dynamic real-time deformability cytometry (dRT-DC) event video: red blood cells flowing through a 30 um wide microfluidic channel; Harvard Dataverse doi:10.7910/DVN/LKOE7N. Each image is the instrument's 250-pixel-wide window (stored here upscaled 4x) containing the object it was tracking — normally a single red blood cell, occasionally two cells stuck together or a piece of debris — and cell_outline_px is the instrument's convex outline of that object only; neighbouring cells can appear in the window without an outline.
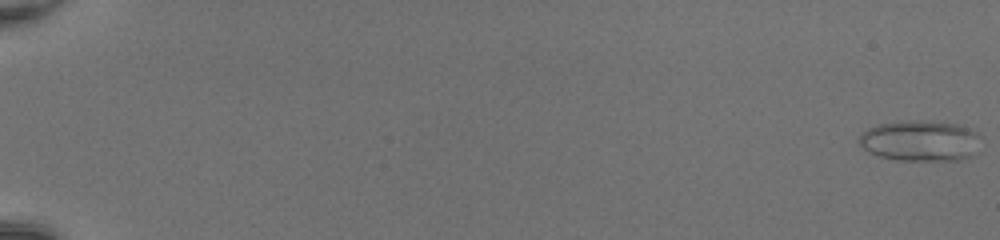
{"species": "common noctule bat (a hibernating species)", "species_latin": "Nyctalus noctula", "temperature_condition": "room temperature", "stored_images_in_passage": 52, "camera_frame_rate_fps": 3000, "um_per_image_px": 0.085, "animal": {"sex": "female", "body_mass_g": 20.0, "forearm_length_mm": 54.0}, "frame": {"image": 1, "passage_image": 1, "time_ms": 0.0, "image_size_px": [1000, 240], "cell_outline_px": [[980, 152], [972, 156], [960, 160], [896, 160], [880, 156], [868, 152], [860, 144], [860, 132], [876, 124], [908, 120], [920, 120], [956, 124], [980, 132]], "centroid_in_image_um": [78.28, 11.97], "position_along_channel_um": 6.7, "area_um2": 29.42}}
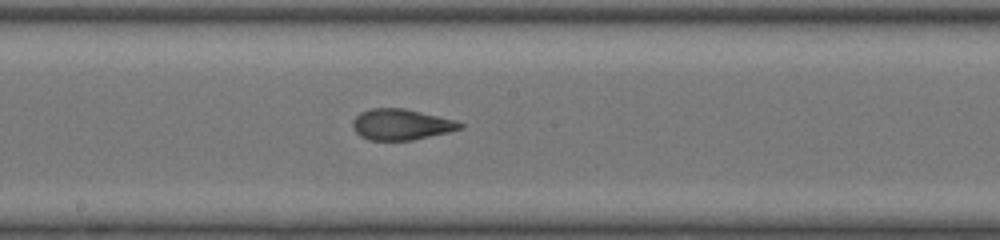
{"frame": {"image": 2, "passage_image": 31, "time_ms": 10.0, "image_size_px": [1000, 240], "cell_outline_px": [[464, 128], [448, 132], [412, 140], [368, 140], [360, 136], [356, 132], [352, 124], [352, 120], [360, 112], [372, 108], [404, 108], [456, 120], [464, 124]], "centroid_in_image_um": [34.1, 10.58], "position_along_channel_um": 214.1, "area_um2": 19.36}}
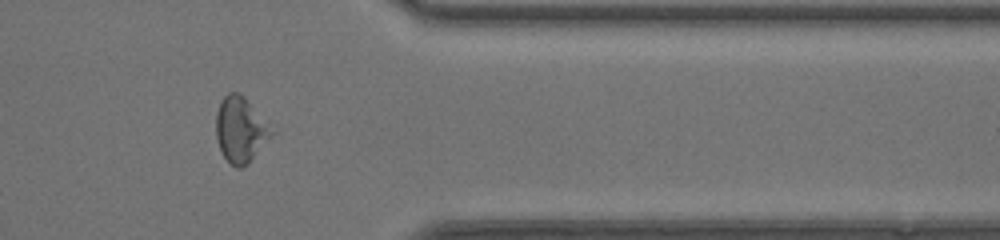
{"frame": {"image": 3, "passage_image": 44, "time_ms": 14.333, "image_size_px": [1000, 240], "cell_outline_px": [[276, 132], [248, 164], [240, 168], [236, 168], [224, 156], [220, 148], [216, 136], [216, 112], [220, 100], [228, 92], [236, 92]], "centroid_in_image_um": [20.43, 11.07], "position_along_channel_um": 391.0, "area_um2": 20.63}, "authors_computed_cell_mechanics": {"area_um2": 21.2126, "velocity_mm_per_s": 4.2746, "shape_relaxation_time_tau1_ms": null, "shape_relaxation_time_tau2_ms": 0.9473, "deformation_change_tau1": null, "deformation_change_tau2": 0.0912}}